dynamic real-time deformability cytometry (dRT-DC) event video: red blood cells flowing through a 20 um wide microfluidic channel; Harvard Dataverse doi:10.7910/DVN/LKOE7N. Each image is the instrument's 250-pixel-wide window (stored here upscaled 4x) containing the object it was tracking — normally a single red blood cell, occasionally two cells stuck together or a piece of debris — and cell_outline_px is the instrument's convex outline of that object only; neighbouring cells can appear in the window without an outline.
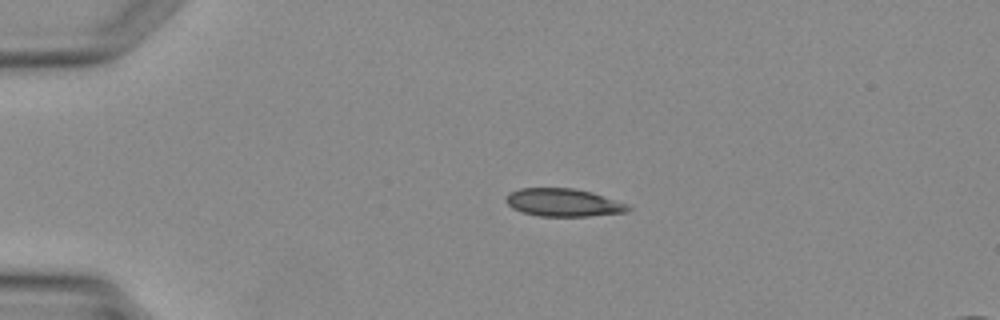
{"species": "Egyptian fruit bat (a non-hibernating species)", "species_latin": "Rousettus aegyptiacus", "temperature_condition": "warm", "stored_images_in_passage": 2, "camera_frame_rate_fps": 3000, "um_per_image_px": 0.085, "animal": {"sex": "female"}, "frame": {"image": 1, "passage_image": 1, "time_ms": 0.0, "image_size_px": [1000, 320], "cell_outline_px": [[632, 208], [628, 212], [588, 216], [536, 216], [520, 212], [512, 208], [504, 200], [508, 192], [520, 188], [572, 188], [592, 192], [624, 204]], "centroid_in_image_um": [47.8, 17.22], "position_along_channel_um": 37.2, "area_um2": 19.83}}